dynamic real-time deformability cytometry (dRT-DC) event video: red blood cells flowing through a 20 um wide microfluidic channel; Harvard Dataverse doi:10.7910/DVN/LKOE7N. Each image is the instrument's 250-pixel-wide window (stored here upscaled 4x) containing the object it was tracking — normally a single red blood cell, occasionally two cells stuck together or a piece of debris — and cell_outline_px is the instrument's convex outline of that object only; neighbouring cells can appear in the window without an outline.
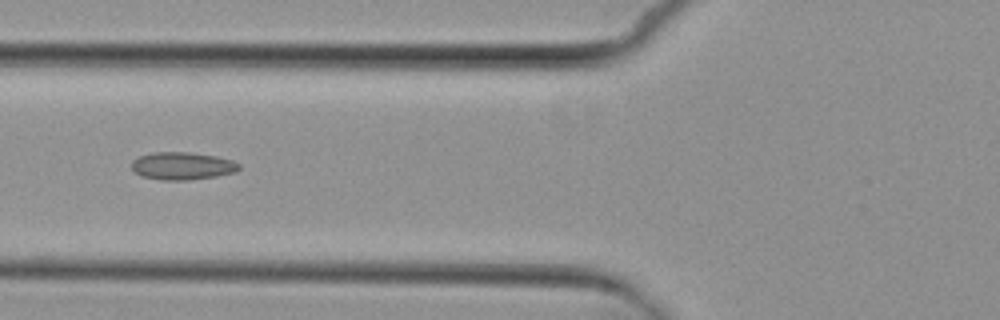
{"species": "common noctule bat (a hibernating species)", "species_latin": "Nyctalus noctula", "temperature_condition": "cold", "stored_images_in_passage": 6, "camera_frame_rate_fps": 3000, "um_per_image_px": 0.085, "animal": {"sex": "female", "body_mass_g": 29.2, "forearm_length_mm": 56.3}, "frame": {"image": 1, "passage_image": 6, "time_ms": 5.667, "image_size_px": [1000, 320], "cell_outline_px": [[240, 168], [236, 172], [216, 176], [188, 180], [160, 180], [140, 176], [132, 168], [132, 160], [140, 156], [152, 152], [188, 152], [216, 156], [232, 160], [240, 164]], "centroid_in_image_um": [15.5, 14.1], "position_along_channel_um": 110.3, "area_um2": 17.34}}